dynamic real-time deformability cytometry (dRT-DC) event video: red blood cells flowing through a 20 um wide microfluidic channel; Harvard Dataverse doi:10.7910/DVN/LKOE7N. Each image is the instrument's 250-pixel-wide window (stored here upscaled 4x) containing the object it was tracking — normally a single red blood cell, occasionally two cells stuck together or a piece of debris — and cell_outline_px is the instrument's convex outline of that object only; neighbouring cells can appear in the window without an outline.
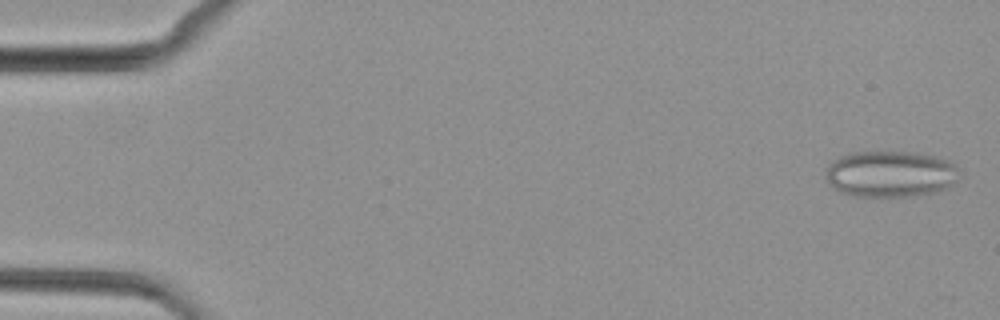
{"species": "common noctule bat (a hibernating species)", "species_latin": "Nyctalus noctula", "temperature_condition": "cold", "stored_images_in_passage": 26, "camera_frame_rate_fps": 3000, "um_per_image_px": 0.085, "animal": {"sex": "female", "body_mass_g": 29.2, "forearm_length_mm": 56.3}, "frame": {"image": 1, "passage_image": 1, "time_ms": 0.0, "image_size_px": [1000, 320], "cell_outline_px": [[960, 172], [956, 180], [952, 184], [936, 192], [908, 196], [856, 196], [840, 192], [832, 188], [828, 180], [828, 164], [832, 160], [848, 152], [908, 152], [940, 156], [952, 160], [960, 168]], "centroid_in_image_um": [75.73, 14.77], "position_along_channel_um": 9.3, "area_um2": 36.3}}
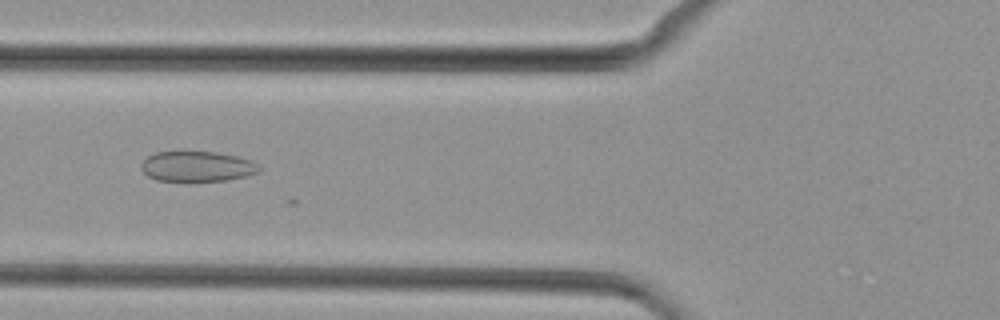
{"frame": {"image": 2, "passage_image": 18, "time_ms": 5.667, "image_size_px": [1000, 320], "cell_outline_px": [[260, 172], [248, 176], [228, 180], [192, 184], [188, 184], [156, 180], [148, 176], [140, 168], [140, 164], [148, 156], [156, 152], [180, 148], [216, 152], [236, 156], [252, 160], [260, 164]], "centroid_in_image_um": [16.73, 14.15], "position_along_channel_um": 109.1, "area_um2": 22.72}}
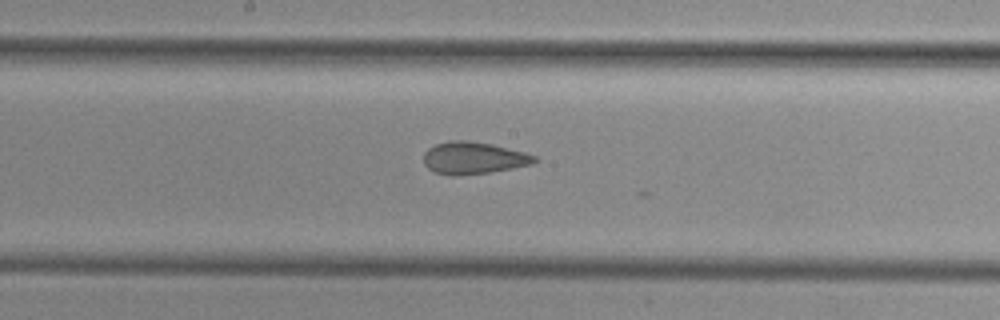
{"frame": {"image": 3, "passage_image": 25, "time_ms": 8.0, "image_size_px": [1000, 320], "cell_outline_px": [[536, 160], [532, 164], [512, 168], [488, 172], [456, 176], [452, 176], [436, 172], [428, 168], [424, 164], [424, 152], [428, 148], [436, 144], [452, 140], [468, 140], [492, 144], [524, 152], [536, 156]], "centroid_in_image_um": [40.22, 13.42], "position_along_channel_um": 208.0, "area_um2": 20.63}}